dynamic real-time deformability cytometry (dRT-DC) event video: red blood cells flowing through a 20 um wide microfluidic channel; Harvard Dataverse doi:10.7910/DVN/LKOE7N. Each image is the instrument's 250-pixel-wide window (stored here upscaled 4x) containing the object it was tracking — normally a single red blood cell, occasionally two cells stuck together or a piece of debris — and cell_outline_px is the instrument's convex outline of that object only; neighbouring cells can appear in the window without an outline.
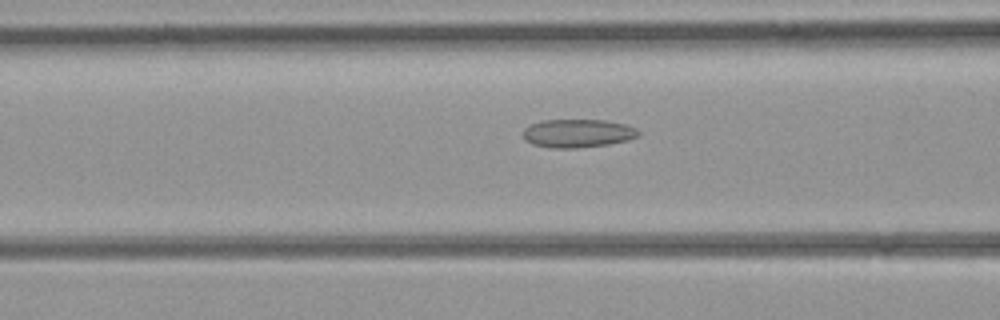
{"species": "common noctule bat (a hibernating species)", "species_latin": "Nyctalus noctula", "temperature_condition": "room temperature", "stored_images_in_passage": 28, "camera_frame_rate_fps": 3000, "um_per_image_px": 0.085, "animal": {"sex": "female", "body_mass_g": 21.9}, "frame": {"image": 1, "passage_image": 10, "time_ms": 3.0, "image_size_px": [1000, 320], "cell_outline_px": [[640, 136], [628, 140], [608, 144], [576, 148], [548, 148], [532, 144], [524, 140], [524, 128], [532, 124], [544, 120], [604, 120], [624, 124], [636, 128], [640, 132]], "centroid_in_image_um": [49.11, 11.34], "position_along_channel_um": 117.5, "area_um2": 19.07}}
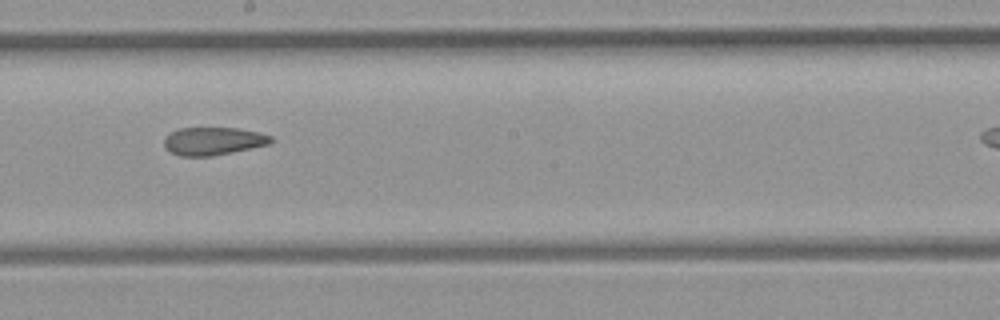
{"frame": {"image": 2, "passage_image": 17, "time_ms": 5.333, "image_size_px": [1000, 320], "cell_outline_px": [[276, 140], [272, 144], [212, 156], [180, 156], [164, 148], [164, 140], [172, 132], [180, 128], [236, 128], [256, 132], [272, 136]], "centroid_in_image_um": [18.17, 12.0], "position_along_channel_um": 230.0, "area_um2": 17.34}}
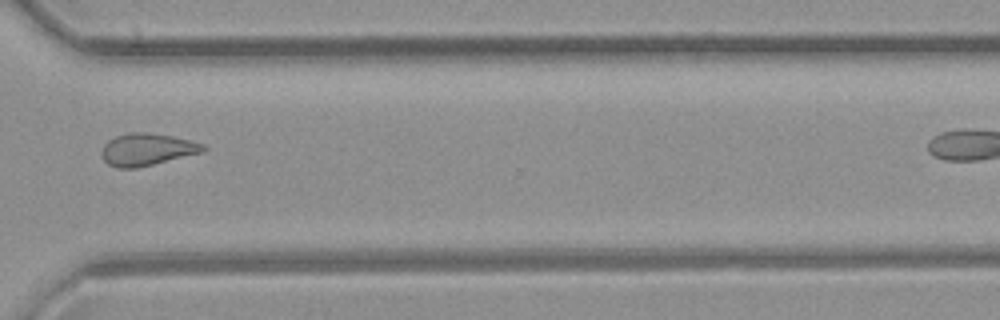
{"frame": {"image": 3, "passage_image": 25, "time_ms": 8.0, "image_size_px": [1000, 320], "cell_outline_px": [[208, 148], [204, 152], [136, 168], [116, 168], [108, 164], [104, 160], [100, 152], [104, 144], [108, 140], [116, 136], [132, 132], [144, 132], [172, 136], [204, 144]], "centroid_in_image_um": [12.49, 12.71], "position_along_channel_um": 358.1, "area_um2": 19.02}}